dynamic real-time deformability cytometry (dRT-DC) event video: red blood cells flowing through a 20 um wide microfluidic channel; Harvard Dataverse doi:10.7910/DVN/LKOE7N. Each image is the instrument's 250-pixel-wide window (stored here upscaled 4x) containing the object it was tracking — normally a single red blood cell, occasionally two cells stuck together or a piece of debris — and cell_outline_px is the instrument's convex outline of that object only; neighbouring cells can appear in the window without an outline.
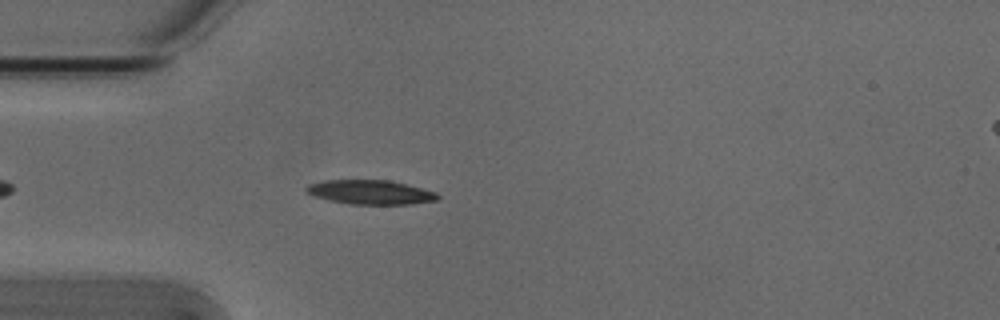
{"species": "Egyptian fruit bat (a non-hibernating species)", "species_latin": "Rousettus aegyptiacus", "temperature_condition": "cold", "stored_images_in_passage": 45, "camera_frame_rate_fps": 3000, "um_per_image_px": 0.085, "animal": {"sex": "male"}, "frame": {"image": 1, "passage_image": 6, "time_ms": 1.667, "image_size_px": [1000, 320], "cell_outline_px": [[440, 196], [436, 200], [412, 204], [348, 204], [316, 196], [304, 192], [304, 188], [308, 184], [324, 180], [392, 180], [436, 192]], "centroid_in_image_um": [31.48, 16.33], "position_along_channel_um": 53.5, "area_um2": 18.55}}
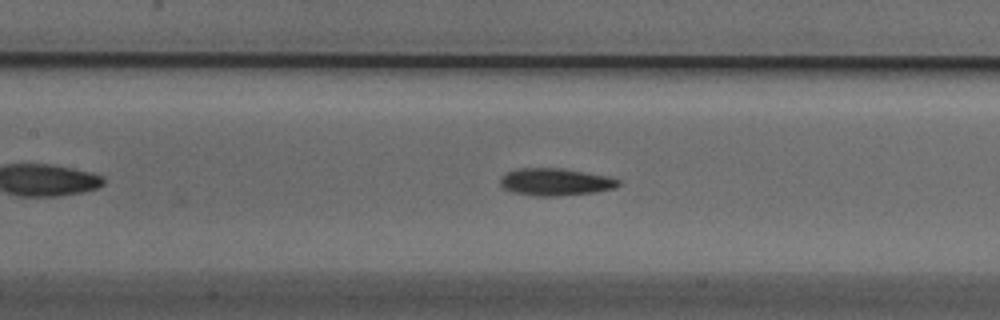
{"frame": {"image": 2, "passage_image": 15, "time_ms": 4.667, "image_size_px": [1000, 320], "cell_outline_px": [[620, 184], [616, 188], [596, 192], [556, 196], [536, 196], [512, 192], [504, 188], [500, 184], [500, 176], [508, 172], [520, 168], [564, 168], [608, 176], [620, 180]], "centroid_in_image_um": [47.22, 15.46], "position_along_channel_um": 160.2, "area_um2": 18.9}}
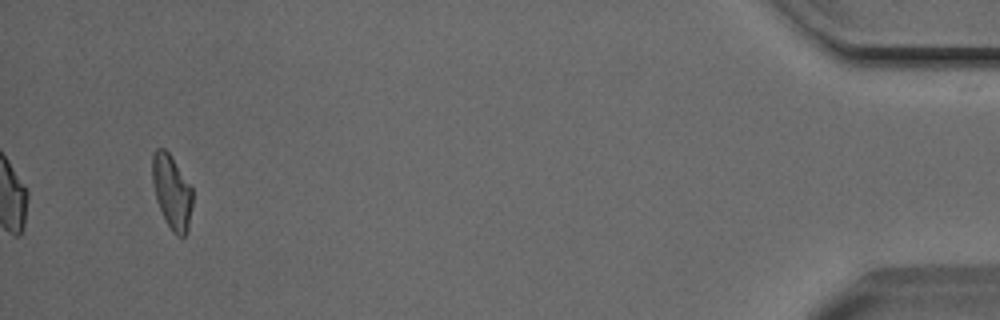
{"frame": {"image": 3, "passage_image": 42, "time_ms": 13.667, "image_size_px": [1000, 320], "cell_outline_px": [[192, 204], [188, 232], [184, 236], [176, 236], [172, 232], [156, 200], [152, 184], [152, 156], [156, 148], [164, 148], [168, 152], [192, 188]], "centroid_in_image_um": [14.6, 16.32], "position_along_channel_um": 420.6, "area_um2": 17.22}, "authors_computed_cell_mechanics": {"area_um2": 18.0336, "velocity_mm_per_s": 3.8012, "shape_relaxation_time_tau1_ms": 4.0384, "shape_relaxation_time_tau2_ms": 5.247, "deformation_change_tau1": 0.1501, "deformation_change_tau2": 0.1269}}